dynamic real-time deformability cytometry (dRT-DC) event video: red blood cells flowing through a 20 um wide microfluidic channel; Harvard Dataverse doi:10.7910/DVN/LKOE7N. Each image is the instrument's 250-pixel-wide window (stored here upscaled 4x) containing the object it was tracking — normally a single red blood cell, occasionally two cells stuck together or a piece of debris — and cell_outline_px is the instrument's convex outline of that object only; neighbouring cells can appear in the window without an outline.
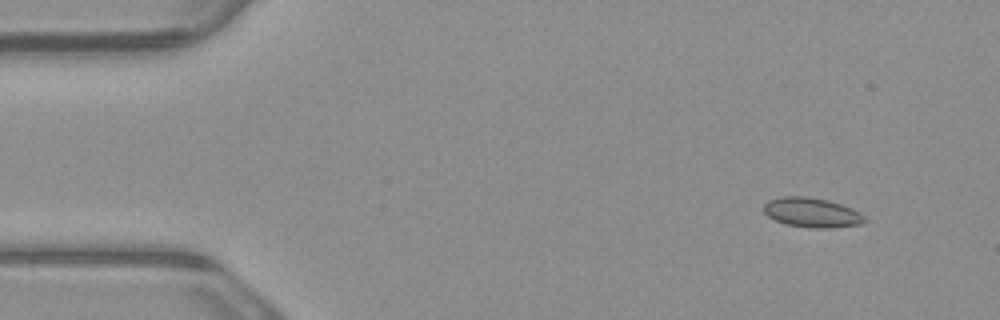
{"species": "common noctule bat (a hibernating species)", "species_latin": "Nyctalus noctula", "temperature_condition": "warm", "stored_images_in_passage": 4, "camera_frame_rate_fps": 3000, "um_per_image_px": 0.085, "animal": {"sex": "male", "body_mass_g": 23.1, "forearm_length_mm": 52.7}, "frame": {"image": 1, "passage_image": 1, "time_ms": 0.0, "image_size_px": [1000, 320], "cell_outline_px": [[864, 220], [860, 224], [828, 228], [808, 228], [788, 224], [776, 220], [768, 216], [764, 212], [764, 204], [768, 200], [784, 196], [808, 196], [828, 200], [852, 208], [860, 212], [864, 216]], "centroid_in_image_um": [68.99, 18.05], "position_along_channel_um": 16.0, "area_um2": 17.28}}
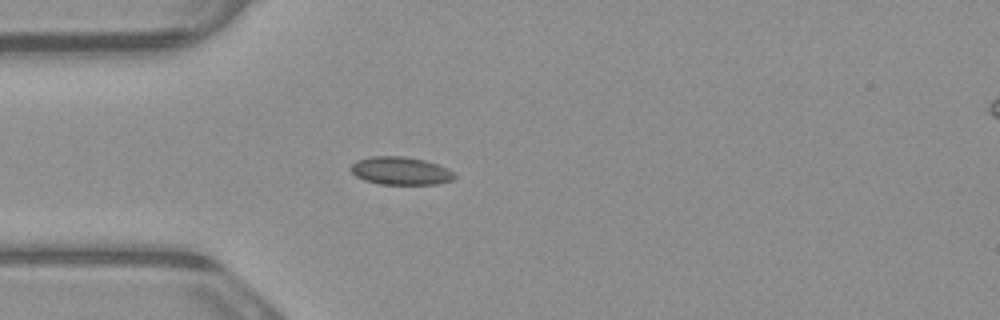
{"frame": {"image": 2, "passage_image": 4, "time_ms": 1.0, "image_size_px": [1000, 320], "cell_outline_px": [[456, 176], [452, 180], [436, 184], [380, 184], [364, 180], [356, 176], [348, 168], [356, 160], [368, 156], [404, 156], [424, 160], [448, 168]], "centroid_in_image_um": [34.01, 14.51], "position_along_channel_um": 51.0, "area_um2": 16.94}}